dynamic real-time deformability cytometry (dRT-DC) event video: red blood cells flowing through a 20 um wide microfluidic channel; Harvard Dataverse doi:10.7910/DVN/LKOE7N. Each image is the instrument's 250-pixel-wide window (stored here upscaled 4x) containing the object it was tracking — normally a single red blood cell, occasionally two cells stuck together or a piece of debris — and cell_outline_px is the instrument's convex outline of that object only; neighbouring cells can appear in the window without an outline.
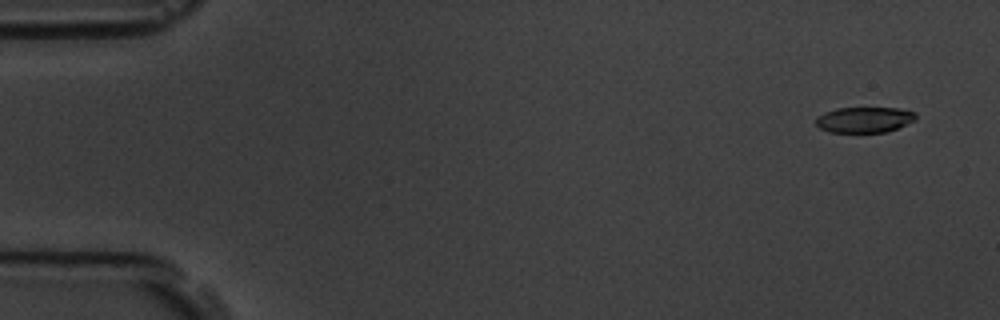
{"species": "common noctule bat (a hibernating species)", "species_latin": "Nyctalus noctula", "temperature_condition": "room temperature", "stored_images_in_passage": 6, "segment_of_instrument_passage": [1, 2], "camera_frame_rate_fps": 3000, "um_per_image_px": 0.085, "animal": {"sex": "male", "body_mass_g": 19.5, "forearm_length_mm": 54.6}, "frame": {"image": 1, "passage_image": 1, "time_ms": 0.0, "image_size_px": [1000, 320], "cell_outline_px": [[916, 120], [896, 128], [884, 132], [828, 132], [820, 128], [816, 124], [816, 116], [824, 112], [836, 108], [900, 108], [916, 112]], "centroid_in_image_um": [73.46, 10.17], "position_along_channel_um": 11.5, "area_um2": 14.97}}